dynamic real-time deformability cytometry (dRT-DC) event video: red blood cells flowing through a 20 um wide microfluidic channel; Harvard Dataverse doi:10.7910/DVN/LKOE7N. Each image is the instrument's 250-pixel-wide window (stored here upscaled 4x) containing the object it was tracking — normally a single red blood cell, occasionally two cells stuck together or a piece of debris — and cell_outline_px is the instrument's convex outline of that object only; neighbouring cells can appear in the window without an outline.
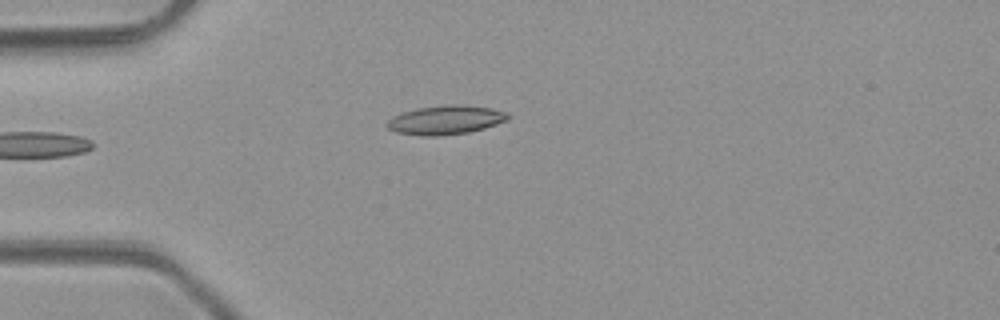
{"species": "common noctule bat (a hibernating species)", "species_latin": "Nyctalus noctula", "temperature_condition": "room temperature", "stored_images_in_passage": 6, "camera_frame_rate_fps": 3000, "um_per_image_px": 0.085, "animal": {"sex": "male", "body_mass_g": 23.1, "forearm_length_mm": 52.7}, "frame": {"image": 1, "passage_image": 6, "time_ms": 5.667, "image_size_px": [1000, 320], "cell_outline_px": [[512, 116], [508, 120], [484, 128], [468, 132], [436, 136], [420, 136], [396, 132], [388, 128], [384, 124], [392, 116], [416, 108], [448, 104], [456, 104], [492, 108], [508, 112]], "centroid_in_image_um": [37.88, 10.19], "position_along_channel_um": 47.1, "area_um2": 20.58}}